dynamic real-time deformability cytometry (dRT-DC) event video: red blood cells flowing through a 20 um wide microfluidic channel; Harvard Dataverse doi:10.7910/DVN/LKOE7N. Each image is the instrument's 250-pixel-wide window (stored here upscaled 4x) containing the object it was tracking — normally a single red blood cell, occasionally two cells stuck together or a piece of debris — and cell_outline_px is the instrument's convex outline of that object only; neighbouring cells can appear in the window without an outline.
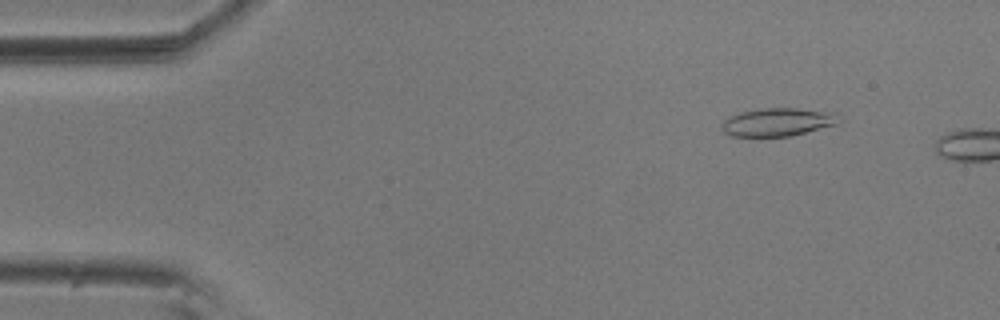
{"species": "common noctule bat (a hibernating species)", "species_latin": "Nyctalus noctula", "temperature_condition": "room temperature", "stored_images_in_passage": 9, "camera_frame_rate_fps": 3000, "um_per_image_px": 0.085, "animal": {"sex": "male", "body_mass_g": 20.5, "forearm_length_mm": 52.5}, "frame": {"image": 1, "passage_image": 6, "time_ms": 1.667, "image_size_px": [1000, 320], "cell_outline_px": [[844, 120], [836, 124], [792, 136], [732, 136], [724, 132], [720, 128], [720, 124], [728, 116], [744, 112], [764, 108], [796, 108], [836, 112]], "centroid_in_image_um": [66.15, 10.37], "position_along_channel_um": 18.9, "area_um2": 19.36}}